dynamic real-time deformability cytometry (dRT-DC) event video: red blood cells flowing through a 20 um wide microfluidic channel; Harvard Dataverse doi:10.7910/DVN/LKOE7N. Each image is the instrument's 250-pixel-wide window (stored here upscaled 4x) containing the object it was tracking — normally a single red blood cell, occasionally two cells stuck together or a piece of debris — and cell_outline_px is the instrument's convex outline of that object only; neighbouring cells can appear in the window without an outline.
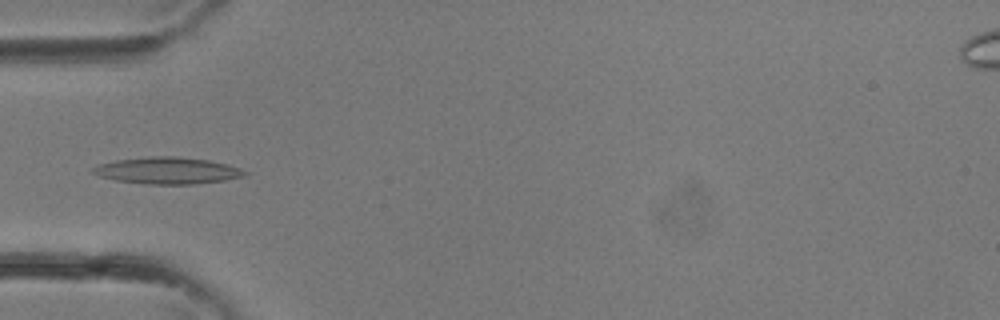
{"species": "common noctule bat (a hibernating species)", "species_latin": "Nyctalus noctula", "temperature_condition": "room temperature", "stored_images_in_passage": 30, "camera_frame_rate_fps": 3000, "um_per_image_px": 0.085, "animal": {"sex": "female"}, "frame": {"image": 1, "passage_image": 11, "time_ms": 3.333, "image_size_px": [1000, 320], "cell_outline_px": [[248, 176], [224, 180], [192, 184], [148, 184], [116, 180], [100, 176], [92, 172], [92, 168], [100, 164], [116, 160], [152, 156], [176, 156], [208, 160], [228, 164], [240, 168], [248, 172]], "centroid_in_image_um": [14.28, 14.49], "position_along_channel_um": 70.7, "area_um2": 23.52}}
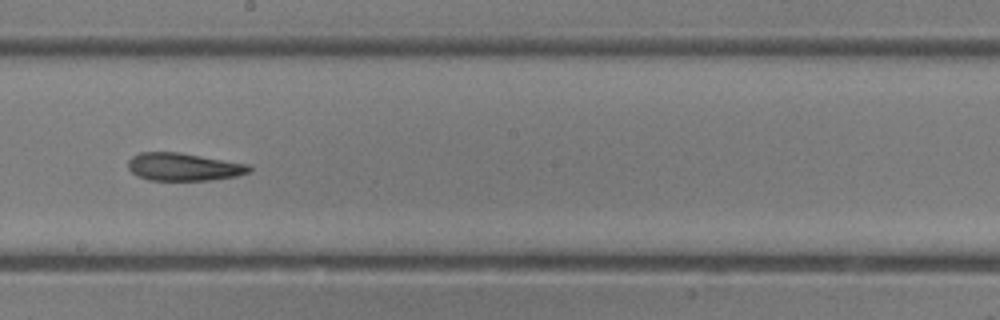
{"frame": {"image": 2, "passage_image": 19, "time_ms": 6.0, "image_size_px": [1000, 320], "cell_outline_px": [[252, 172], [236, 176], [212, 180], [148, 180], [136, 176], [128, 168], [128, 160], [132, 156], [140, 152], [180, 152], [248, 164], [252, 168]], "centroid_in_image_um": [15.6, 14.18], "position_along_channel_um": 232.6, "area_um2": 19.77}}
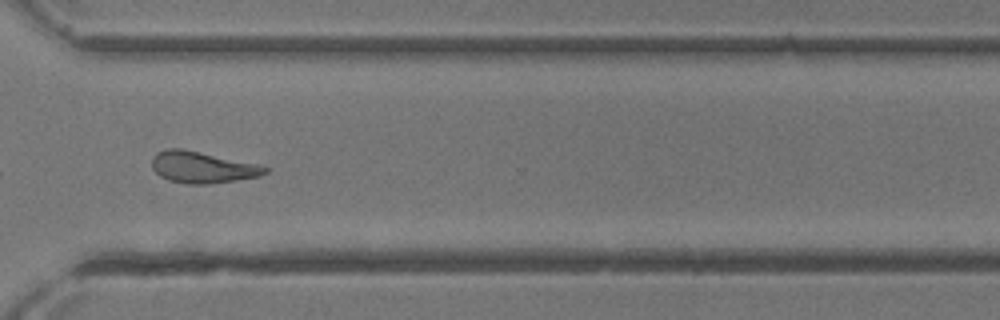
{"frame": {"image": 3, "passage_image": 25, "time_ms": 8.0, "image_size_px": [1000, 320], "cell_outline_px": [[268, 172], [260, 176], [236, 180], [208, 184], [188, 184], [168, 180], [160, 176], [152, 168], [152, 156], [156, 152], [168, 148], [180, 148], [200, 152], [256, 164], [268, 168]], "centroid_in_image_um": [17.15, 14.22], "position_along_channel_um": 353.4, "area_um2": 20.58}}